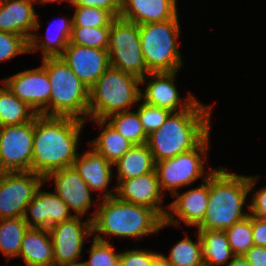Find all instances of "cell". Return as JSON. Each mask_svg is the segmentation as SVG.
Masks as SVG:
<instances>
[{
	"mask_svg": "<svg viewBox=\"0 0 266 266\" xmlns=\"http://www.w3.org/2000/svg\"><path fill=\"white\" fill-rule=\"evenodd\" d=\"M86 122L72 117L34 118L32 171L45 177L71 167L78 156L79 135Z\"/></svg>",
	"mask_w": 266,
	"mask_h": 266,
	"instance_id": "6da1fadb",
	"label": "cell"
},
{
	"mask_svg": "<svg viewBox=\"0 0 266 266\" xmlns=\"http://www.w3.org/2000/svg\"><path fill=\"white\" fill-rule=\"evenodd\" d=\"M211 108L197 99L188 109L171 112L161 127L148 135L146 144L154 162L196 148L211 132Z\"/></svg>",
	"mask_w": 266,
	"mask_h": 266,
	"instance_id": "7a4b0ae2",
	"label": "cell"
},
{
	"mask_svg": "<svg viewBox=\"0 0 266 266\" xmlns=\"http://www.w3.org/2000/svg\"><path fill=\"white\" fill-rule=\"evenodd\" d=\"M221 168L209 176L208 207L197 230L225 231L250 215L243 206L259 176L237 175Z\"/></svg>",
	"mask_w": 266,
	"mask_h": 266,
	"instance_id": "3957f363",
	"label": "cell"
},
{
	"mask_svg": "<svg viewBox=\"0 0 266 266\" xmlns=\"http://www.w3.org/2000/svg\"><path fill=\"white\" fill-rule=\"evenodd\" d=\"M96 212L92 213L94 238L109 241L101 234L119 238H144L164 228V219L153 209L119 200L116 196L98 198ZM98 204V205H97ZM105 238V239H104Z\"/></svg>",
	"mask_w": 266,
	"mask_h": 266,
	"instance_id": "277c9868",
	"label": "cell"
},
{
	"mask_svg": "<svg viewBox=\"0 0 266 266\" xmlns=\"http://www.w3.org/2000/svg\"><path fill=\"white\" fill-rule=\"evenodd\" d=\"M51 84L49 116L72 117L87 122L89 89L62 57L43 58Z\"/></svg>",
	"mask_w": 266,
	"mask_h": 266,
	"instance_id": "5b68a950",
	"label": "cell"
},
{
	"mask_svg": "<svg viewBox=\"0 0 266 266\" xmlns=\"http://www.w3.org/2000/svg\"><path fill=\"white\" fill-rule=\"evenodd\" d=\"M140 84L138 77L110 66L89 89L88 119L131 110L141 101Z\"/></svg>",
	"mask_w": 266,
	"mask_h": 266,
	"instance_id": "8992f818",
	"label": "cell"
},
{
	"mask_svg": "<svg viewBox=\"0 0 266 266\" xmlns=\"http://www.w3.org/2000/svg\"><path fill=\"white\" fill-rule=\"evenodd\" d=\"M173 19L139 25L141 50L150 72H175L183 65L178 38L180 22Z\"/></svg>",
	"mask_w": 266,
	"mask_h": 266,
	"instance_id": "52a82bcc",
	"label": "cell"
},
{
	"mask_svg": "<svg viewBox=\"0 0 266 266\" xmlns=\"http://www.w3.org/2000/svg\"><path fill=\"white\" fill-rule=\"evenodd\" d=\"M209 139L210 134L196 148L155 163L162 193L165 191L174 195L178 188L190 185L200 177L206 180L210 176L216 168H209L210 171L205 175Z\"/></svg>",
	"mask_w": 266,
	"mask_h": 266,
	"instance_id": "ba28073f",
	"label": "cell"
},
{
	"mask_svg": "<svg viewBox=\"0 0 266 266\" xmlns=\"http://www.w3.org/2000/svg\"><path fill=\"white\" fill-rule=\"evenodd\" d=\"M107 51L111 67L139 79L150 73L141 50L138 24L116 17L110 26Z\"/></svg>",
	"mask_w": 266,
	"mask_h": 266,
	"instance_id": "9c48e42d",
	"label": "cell"
},
{
	"mask_svg": "<svg viewBox=\"0 0 266 266\" xmlns=\"http://www.w3.org/2000/svg\"><path fill=\"white\" fill-rule=\"evenodd\" d=\"M34 119L0 127V168L3 172L32 171Z\"/></svg>",
	"mask_w": 266,
	"mask_h": 266,
	"instance_id": "30bf717a",
	"label": "cell"
},
{
	"mask_svg": "<svg viewBox=\"0 0 266 266\" xmlns=\"http://www.w3.org/2000/svg\"><path fill=\"white\" fill-rule=\"evenodd\" d=\"M44 177L33 171L3 172L0 176V219L24 217L26 207Z\"/></svg>",
	"mask_w": 266,
	"mask_h": 266,
	"instance_id": "8fae6325",
	"label": "cell"
},
{
	"mask_svg": "<svg viewBox=\"0 0 266 266\" xmlns=\"http://www.w3.org/2000/svg\"><path fill=\"white\" fill-rule=\"evenodd\" d=\"M54 254V266L77 264L83 243L92 237V221H82L80 216L55 224L49 228Z\"/></svg>",
	"mask_w": 266,
	"mask_h": 266,
	"instance_id": "7c38bea8",
	"label": "cell"
},
{
	"mask_svg": "<svg viewBox=\"0 0 266 266\" xmlns=\"http://www.w3.org/2000/svg\"><path fill=\"white\" fill-rule=\"evenodd\" d=\"M0 82L37 114L49 116L51 84L46 69L42 65L16 73Z\"/></svg>",
	"mask_w": 266,
	"mask_h": 266,
	"instance_id": "4fadbf2b",
	"label": "cell"
},
{
	"mask_svg": "<svg viewBox=\"0 0 266 266\" xmlns=\"http://www.w3.org/2000/svg\"><path fill=\"white\" fill-rule=\"evenodd\" d=\"M178 71L175 72H150L144 78L140 79L141 84H145L148 80V85L145 90L140 92L141 100L147 104L165 108L171 112H178L188 109L196 100L191 92L188 94L184 103L177 86L175 78ZM151 79V80H150Z\"/></svg>",
	"mask_w": 266,
	"mask_h": 266,
	"instance_id": "5bb4252c",
	"label": "cell"
},
{
	"mask_svg": "<svg viewBox=\"0 0 266 266\" xmlns=\"http://www.w3.org/2000/svg\"><path fill=\"white\" fill-rule=\"evenodd\" d=\"M49 179H53L54 192L65 201L74 216L83 217L92 207V190L73 166L50 172L44 177V183Z\"/></svg>",
	"mask_w": 266,
	"mask_h": 266,
	"instance_id": "9a60e30c",
	"label": "cell"
},
{
	"mask_svg": "<svg viewBox=\"0 0 266 266\" xmlns=\"http://www.w3.org/2000/svg\"><path fill=\"white\" fill-rule=\"evenodd\" d=\"M173 196L175 200L167 205L168 211L164 218L166 226H177L182 221L196 228L204 219L208 207L209 177L199 187L181 194L178 190Z\"/></svg>",
	"mask_w": 266,
	"mask_h": 266,
	"instance_id": "2e32d148",
	"label": "cell"
},
{
	"mask_svg": "<svg viewBox=\"0 0 266 266\" xmlns=\"http://www.w3.org/2000/svg\"><path fill=\"white\" fill-rule=\"evenodd\" d=\"M117 183L115 196L119 200L149 207L163 219L166 217L168 209L161 205L165 192L160 189L155 169L138 177L117 180Z\"/></svg>",
	"mask_w": 266,
	"mask_h": 266,
	"instance_id": "e0dca14e",
	"label": "cell"
},
{
	"mask_svg": "<svg viewBox=\"0 0 266 266\" xmlns=\"http://www.w3.org/2000/svg\"><path fill=\"white\" fill-rule=\"evenodd\" d=\"M61 57L88 89L110 67L107 50L68 44Z\"/></svg>",
	"mask_w": 266,
	"mask_h": 266,
	"instance_id": "ac0fdd59",
	"label": "cell"
},
{
	"mask_svg": "<svg viewBox=\"0 0 266 266\" xmlns=\"http://www.w3.org/2000/svg\"><path fill=\"white\" fill-rule=\"evenodd\" d=\"M41 188L42 185L26 207L24 220L29 228L49 229L74 217L62 198L55 192L41 191Z\"/></svg>",
	"mask_w": 266,
	"mask_h": 266,
	"instance_id": "d6986e66",
	"label": "cell"
},
{
	"mask_svg": "<svg viewBox=\"0 0 266 266\" xmlns=\"http://www.w3.org/2000/svg\"><path fill=\"white\" fill-rule=\"evenodd\" d=\"M34 0H0V31L23 36L28 42L40 21Z\"/></svg>",
	"mask_w": 266,
	"mask_h": 266,
	"instance_id": "ffe728a7",
	"label": "cell"
},
{
	"mask_svg": "<svg viewBox=\"0 0 266 266\" xmlns=\"http://www.w3.org/2000/svg\"><path fill=\"white\" fill-rule=\"evenodd\" d=\"M72 166L88 184L92 192L98 191L103 196L102 198L115 196L116 186L112 187L113 190H108L107 187L113 177L112 166L114 165L93 148L90 147L81 156L79 153ZM112 191L114 192L112 193Z\"/></svg>",
	"mask_w": 266,
	"mask_h": 266,
	"instance_id": "44dd1931",
	"label": "cell"
},
{
	"mask_svg": "<svg viewBox=\"0 0 266 266\" xmlns=\"http://www.w3.org/2000/svg\"><path fill=\"white\" fill-rule=\"evenodd\" d=\"M177 13L176 0H122L119 17L141 25L171 20Z\"/></svg>",
	"mask_w": 266,
	"mask_h": 266,
	"instance_id": "7402d4cb",
	"label": "cell"
},
{
	"mask_svg": "<svg viewBox=\"0 0 266 266\" xmlns=\"http://www.w3.org/2000/svg\"><path fill=\"white\" fill-rule=\"evenodd\" d=\"M19 258L25 266H54V254L49 229L28 228L25 232Z\"/></svg>",
	"mask_w": 266,
	"mask_h": 266,
	"instance_id": "603a6c76",
	"label": "cell"
},
{
	"mask_svg": "<svg viewBox=\"0 0 266 266\" xmlns=\"http://www.w3.org/2000/svg\"><path fill=\"white\" fill-rule=\"evenodd\" d=\"M54 22L55 21L53 20V22L50 23L46 37L38 36V33L36 34L35 32L32 34L29 40V53L37 52L41 49V59L61 57L63 55L65 48L69 44L73 27V17H71V19L65 17L60 18L55 22L56 25H54ZM51 27H55L53 29H56V33ZM50 30L54 31V33H51Z\"/></svg>",
	"mask_w": 266,
	"mask_h": 266,
	"instance_id": "cb8c5ba5",
	"label": "cell"
},
{
	"mask_svg": "<svg viewBox=\"0 0 266 266\" xmlns=\"http://www.w3.org/2000/svg\"><path fill=\"white\" fill-rule=\"evenodd\" d=\"M95 121L102 130L97 138L88 141L89 147L104 156L113 165L134 145L116 131L105 119Z\"/></svg>",
	"mask_w": 266,
	"mask_h": 266,
	"instance_id": "d4e9b609",
	"label": "cell"
},
{
	"mask_svg": "<svg viewBox=\"0 0 266 266\" xmlns=\"http://www.w3.org/2000/svg\"><path fill=\"white\" fill-rule=\"evenodd\" d=\"M117 180L138 177L155 169V162L147 144L133 145L115 164Z\"/></svg>",
	"mask_w": 266,
	"mask_h": 266,
	"instance_id": "484cf974",
	"label": "cell"
},
{
	"mask_svg": "<svg viewBox=\"0 0 266 266\" xmlns=\"http://www.w3.org/2000/svg\"><path fill=\"white\" fill-rule=\"evenodd\" d=\"M197 233L201 238L204 266H226L232 261L235 255L225 231L197 230Z\"/></svg>",
	"mask_w": 266,
	"mask_h": 266,
	"instance_id": "4316f807",
	"label": "cell"
},
{
	"mask_svg": "<svg viewBox=\"0 0 266 266\" xmlns=\"http://www.w3.org/2000/svg\"><path fill=\"white\" fill-rule=\"evenodd\" d=\"M0 86V126L19 125L32 121L38 114L2 83Z\"/></svg>",
	"mask_w": 266,
	"mask_h": 266,
	"instance_id": "83f0119b",
	"label": "cell"
},
{
	"mask_svg": "<svg viewBox=\"0 0 266 266\" xmlns=\"http://www.w3.org/2000/svg\"><path fill=\"white\" fill-rule=\"evenodd\" d=\"M28 224L24 217L0 219V251L8 260L18 258Z\"/></svg>",
	"mask_w": 266,
	"mask_h": 266,
	"instance_id": "f1b7e54d",
	"label": "cell"
},
{
	"mask_svg": "<svg viewBox=\"0 0 266 266\" xmlns=\"http://www.w3.org/2000/svg\"><path fill=\"white\" fill-rule=\"evenodd\" d=\"M105 120L134 145L147 142L148 135L143 129L137 111L118 112L108 116Z\"/></svg>",
	"mask_w": 266,
	"mask_h": 266,
	"instance_id": "f546056e",
	"label": "cell"
},
{
	"mask_svg": "<svg viewBox=\"0 0 266 266\" xmlns=\"http://www.w3.org/2000/svg\"><path fill=\"white\" fill-rule=\"evenodd\" d=\"M197 241L186 237L178 241L171 249L168 257L163 255L171 266H204L202 245L199 233Z\"/></svg>",
	"mask_w": 266,
	"mask_h": 266,
	"instance_id": "4dcf8cb0",
	"label": "cell"
},
{
	"mask_svg": "<svg viewBox=\"0 0 266 266\" xmlns=\"http://www.w3.org/2000/svg\"><path fill=\"white\" fill-rule=\"evenodd\" d=\"M229 246L235 256H243L252 246H254L252 233V216L234 223L225 230Z\"/></svg>",
	"mask_w": 266,
	"mask_h": 266,
	"instance_id": "1f68e13d",
	"label": "cell"
},
{
	"mask_svg": "<svg viewBox=\"0 0 266 266\" xmlns=\"http://www.w3.org/2000/svg\"><path fill=\"white\" fill-rule=\"evenodd\" d=\"M110 26L72 27L69 44L107 50L109 45Z\"/></svg>",
	"mask_w": 266,
	"mask_h": 266,
	"instance_id": "d6a6232c",
	"label": "cell"
},
{
	"mask_svg": "<svg viewBox=\"0 0 266 266\" xmlns=\"http://www.w3.org/2000/svg\"><path fill=\"white\" fill-rule=\"evenodd\" d=\"M73 27L111 26L115 17L108 11L98 7L73 6Z\"/></svg>",
	"mask_w": 266,
	"mask_h": 266,
	"instance_id": "836d02e7",
	"label": "cell"
},
{
	"mask_svg": "<svg viewBox=\"0 0 266 266\" xmlns=\"http://www.w3.org/2000/svg\"><path fill=\"white\" fill-rule=\"evenodd\" d=\"M89 259L82 261L83 266H120L121 253L109 241H101L93 237Z\"/></svg>",
	"mask_w": 266,
	"mask_h": 266,
	"instance_id": "e575fe53",
	"label": "cell"
},
{
	"mask_svg": "<svg viewBox=\"0 0 266 266\" xmlns=\"http://www.w3.org/2000/svg\"><path fill=\"white\" fill-rule=\"evenodd\" d=\"M140 122L147 135L159 129L171 113L170 110L147 104L142 101L137 108Z\"/></svg>",
	"mask_w": 266,
	"mask_h": 266,
	"instance_id": "d590c367",
	"label": "cell"
},
{
	"mask_svg": "<svg viewBox=\"0 0 266 266\" xmlns=\"http://www.w3.org/2000/svg\"><path fill=\"white\" fill-rule=\"evenodd\" d=\"M29 53V42L21 35L0 31V62Z\"/></svg>",
	"mask_w": 266,
	"mask_h": 266,
	"instance_id": "8d00e7d4",
	"label": "cell"
},
{
	"mask_svg": "<svg viewBox=\"0 0 266 266\" xmlns=\"http://www.w3.org/2000/svg\"><path fill=\"white\" fill-rule=\"evenodd\" d=\"M159 254L150 250L128 249L120 255V266H151Z\"/></svg>",
	"mask_w": 266,
	"mask_h": 266,
	"instance_id": "74e56055",
	"label": "cell"
},
{
	"mask_svg": "<svg viewBox=\"0 0 266 266\" xmlns=\"http://www.w3.org/2000/svg\"><path fill=\"white\" fill-rule=\"evenodd\" d=\"M71 6L98 7L108 10L115 18L122 10V0H70Z\"/></svg>",
	"mask_w": 266,
	"mask_h": 266,
	"instance_id": "f35d334b",
	"label": "cell"
},
{
	"mask_svg": "<svg viewBox=\"0 0 266 266\" xmlns=\"http://www.w3.org/2000/svg\"><path fill=\"white\" fill-rule=\"evenodd\" d=\"M250 196V204H248V209L250 215L255 218L266 220V187L261 188Z\"/></svg>",
	"mask_w": 266,
	"mask_h": 266,
	"instance_id": "ab89813d",
	"label": "cell"
},
{
	"mask_svg": "<svg viewBox=\"0 0 266 266\" xmlns=\"http://www.w3.org/2000/svg\"><path fill=\"white\" fill-rule=\"evenodd\" d=\"M254 246L266 247V220L252 217Z\"/></svg>",
	"mask_w": 266,
	"mask_h": 266,
	"instance_id": "60d3db41",
	"label": "cell"
},
{
	"mask_svg": "<svg viewBox=\"0 0 266 266\" xmlns=\"http://www.w3.org/2000/svg\"><path fill=\"white\" fill-rule=\"evenodd\" d=\"M243 256L253 266H266L265 246H252Z\"/></svg>",
	"mask_w": 266,
	"mask_h": 266,
	"instance_id": "b9f144b4",
	"label": "cell"
},
{
	"mask_svg": "<svg viewBox=\"0 0 266 266\" xmlns=\"http://www.w3.org/2000/svg\"><path fill=\"white\" fill-rule=\"evenodd\" d=\"M226 266H253L244 256H234Z\"/></svg>",
	"mask_w": 266,
	"mask_h": 266,
	"instance_id": "7bdbcfd3",
	"label": "cell"
},
{
	"mask_svg": "<svg viewBox=\"0 0 266 266\" xmlns=\"http://www.w3.org/2000/svg\"><path fill=\"white\" fill-rule=\"evenodd\" d=\"M151 266H171L166 259L164 258L163 254H159L153 261Z\"/></svg>",
	"mask_w": 266,
	"mask_h": 266,
	"instance_id": "ee69618b",
	"label": "cell"
},
{
	"mask_svg": "<svg viewBox=\"0 0 266 266\" xmlns=\"http://www.w3.org/2000/svg\"><path fill=\"white\" fill-rule=\"evenodd\" d=\"M34 1H35V3H36V2H39V3L59 2V3H61V2H63V1H65V0H34ZM66 1L70 3V0H66Z\"/></svg>",
	"mask_w": 266,
	"mask_h": 266,
	"instance_id": "f6af8a7d",
	"label": "cell"
},
{
	"mask_svg": "<svg viewBox=\"0 0 266 266\" xmlns=\"http://www.w3.org/2000/svg\"><path fill=\"white\" fill-rule=\"evenodd\" d=\"M59 266H83L82 262L77 264H67V265H59Z\"/></svg>",
	"mask_w": 266,
	"mask_h": 266,
	"instance_id": "bcb514c9",
	"label": "cell"
}]
</instances>
